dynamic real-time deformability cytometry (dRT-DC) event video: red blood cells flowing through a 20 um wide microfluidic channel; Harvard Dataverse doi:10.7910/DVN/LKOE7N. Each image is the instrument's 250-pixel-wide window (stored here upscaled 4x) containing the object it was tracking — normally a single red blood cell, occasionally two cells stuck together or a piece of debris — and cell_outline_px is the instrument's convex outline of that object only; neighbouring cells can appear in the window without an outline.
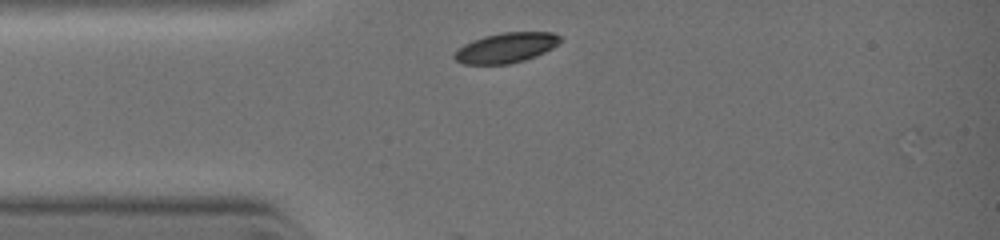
{"species": "common noctule bat (a hibernating species)", "species_latin": "Nyctalus noctula", "temperature_condition": "warm", "stored_images_in_passage": 32, "camera_frame_rate_fps": 3000, "um_per_image_px": 0.085, "animal": {"sex": "female", "body_mass_g": 19.0, "forearm_length_mm": 51.5}, "frame": {"image": 1, "passage_image": 3, "time_ms": 0.333, "image_size_px": [1000, 240], "cell_outline_px": [[560, 40], [552, 48], [536, 56], [524, 60], [508, 64], [464, 64], [456, 60], [452, 56], [464, 44], [472, 40], [484, 36], [500, 32], [552, 32], [560, 36]], "centroid_in_image_um": [43.0, 4.05], "position_along_channel_um": 42.0, "area_um2": 18.38}}
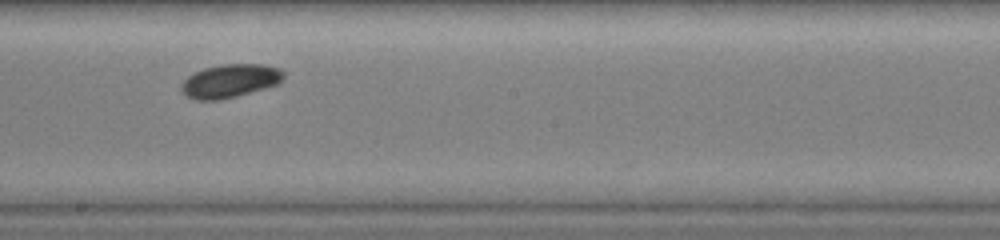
{"frame": {"image": 2, "passage_image": 20, "time_ms": 4.0, "image_size_px": [1000, 240], "cell_outline_px": [[284, 76], [276, 84], [264, 88], [236, 96], [220, 100], [196, 100], [188, 96], [180, 88], [180, 84], [188, 76], [204, 68], [220, 64], [264, 64], [280, 68], [284, 72]], "centroid_in_image_um": [19.54, 6.86], "position_along_channel_um": 228.7, "area_um2": 19.77}}
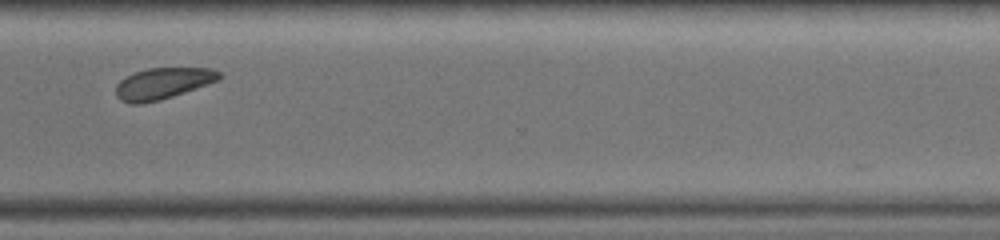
{"frame": {"image": 3, "passage_image": 31, "time_ms": 6.333, "image_size_px": [1000, 240], "cell_outline_px": [[220, 76], [216, 80], [156, 100], [136, 104], [132, 104], [120, 100], [116, 96], [116, 84], [124, 76], [132, 72], [148, 68], [212, 68], [220, 72]], "centroid_in_image_um": [13.72, 7.06], "position_along_channel_um": 356.9, "area_um2": 18.21}}